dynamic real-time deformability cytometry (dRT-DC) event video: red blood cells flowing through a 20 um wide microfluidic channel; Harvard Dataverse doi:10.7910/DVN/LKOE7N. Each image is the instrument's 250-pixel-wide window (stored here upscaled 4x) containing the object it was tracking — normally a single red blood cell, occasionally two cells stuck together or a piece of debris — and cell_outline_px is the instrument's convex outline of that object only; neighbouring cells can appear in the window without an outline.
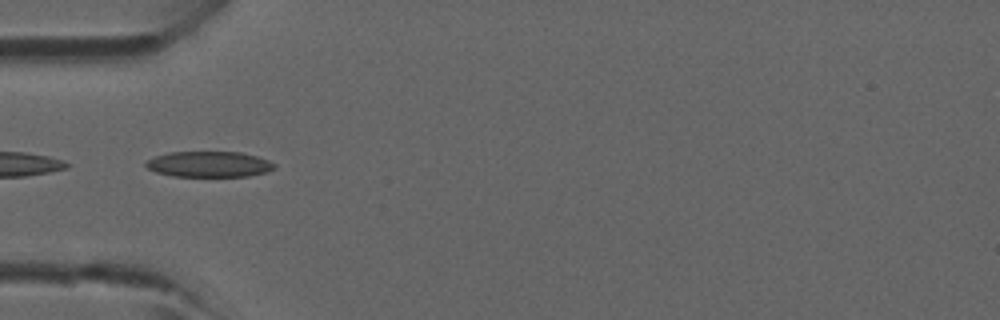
{"species": "common noctule bat (a hibernating species)", "species_latin": "Nyctalus noctula", "temperature_condition": "room temperature", "stored_images_in_passage": 28, "camera_frame_rate_fps": 3000, "um_per_image_px": 0.085, "animal": {"sex": "male", "forearm_length_mm": 52.5}, "frame": {"image": 1, "passage_image": 1, "time_ms": 0.0, "image_size_px": [1000, 320], "cell_outline_px": [[276, 168], [268, 172], [248, 176], [172, 176], [156, 172], [148, 168], [144, 164], [148, 160], [156, 156], [168, 152], [240, 152], [256, 156], [268, 160], [276, 164]], "centroid_in_image_um": [17.8, 13.96], "position_along_channel_um": 67.2, "area_um2": 19.25}}